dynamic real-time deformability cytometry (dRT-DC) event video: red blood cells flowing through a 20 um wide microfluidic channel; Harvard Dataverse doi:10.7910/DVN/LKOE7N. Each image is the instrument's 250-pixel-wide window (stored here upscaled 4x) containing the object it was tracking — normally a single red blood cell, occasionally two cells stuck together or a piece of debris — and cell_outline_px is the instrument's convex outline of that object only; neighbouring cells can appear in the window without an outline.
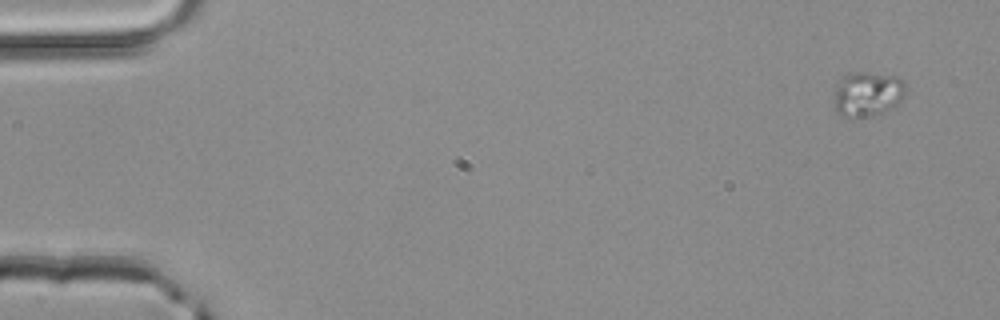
{"species": "common noctule bat (a hibernating species)", "species_latin": "Nyctalus noctula", "temperature_condition": "room temperature", "stored_images_in_passage": 3, "camera_frame_rate_fps": 3000, "um_per_image_px": 0.085, "animal": {"sex": "male", "body_mass_g": 20.4}, "frame": {"image": 1, "passage_image": 1, "time_ms": 0.0, "image_size_px": [1000, 320], "cell_outline_px": [[908, 88], [904, 96], [896, 104], [884, 112], [868, 116], [844, 116], [836, 112], [836, 80], [840, 76], [856, 72], [868, 72], [900, 76], [904, 80]], "centroid_in_image_um": [73.79, 7.93], "position_along_channel_um": 11.2, "area_um2": 18.84}}